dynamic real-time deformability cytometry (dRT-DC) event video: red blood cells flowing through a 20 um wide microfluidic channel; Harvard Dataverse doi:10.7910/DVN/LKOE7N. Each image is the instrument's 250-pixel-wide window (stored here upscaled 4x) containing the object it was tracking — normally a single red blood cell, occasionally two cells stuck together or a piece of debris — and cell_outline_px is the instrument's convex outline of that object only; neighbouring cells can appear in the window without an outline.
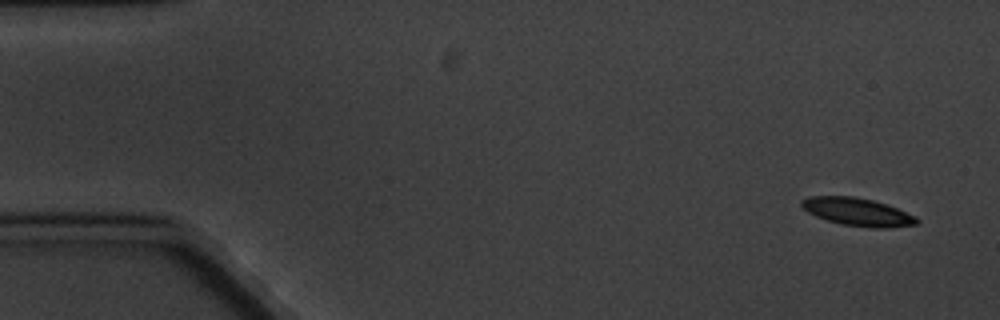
{"species": "common noctule bat (a hibernating species)", "species_latin": "Nyctalus noctula", "temperature_condition": "cold", "stored_images_in_passage": 6, "segment_of_instrument_passage": [1, 2], "camera_frame_rate_fps": 3000, "um_per_image_px": 0.085, "animal": {"sex": "male", "body_mass_g": 20.1, "forearm_length_mm": 53.5}, "frame": {"image": 1, "passage_image": 1, "time_ms": 0.0, "image_size_px": [1000, 320], "cell_outline_px": [[920, 220], [916, 224], [888, 228], [872, 228], [840, 224], [816, 216], [808, 212], [800, 204], [800, 200], [812, 196], [852, 196], [872, 200], [896, 208], [916, 216]], "centroid_in_image_um": [72.89, 18.02], "position_along_channel_um": 12.1, "area_um2": 18.55}}